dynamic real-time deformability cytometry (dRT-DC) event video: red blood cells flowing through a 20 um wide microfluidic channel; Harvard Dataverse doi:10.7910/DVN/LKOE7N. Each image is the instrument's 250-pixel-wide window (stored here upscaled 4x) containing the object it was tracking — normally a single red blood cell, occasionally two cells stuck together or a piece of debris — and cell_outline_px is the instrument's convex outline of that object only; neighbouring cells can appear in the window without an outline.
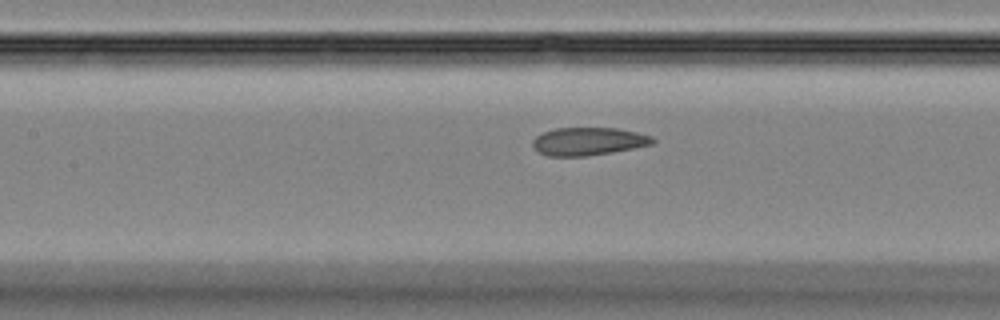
{"species": "Egyptian fruit bat (a non-hibernating species)", "species_latin": "Rousettus aegyptiacus", "temperature_condition": "room temperature", "stored_images_in_passage": 39, "camera_frame_rate_fps": 3000, "um_per_image_px": 0.085, "animal": {"sex": "female"}, "frame": {"image": 1, "passage_image": 15, "time_ms": 4.667, "image_size_px": [1000, 320], "cell_outline_px": [[656, 140], [652, 144], [612, 152], [588, 156], [548, 156], [532, 148], [532, 140], [536, 136], [544, 132], [556, 128], [616, 128], [636, 132], [652, 136]], "centroid_in_image_um": [49.98, 12.02], "position_along_channel_um": 157.4, "area_um2": 19.48}}
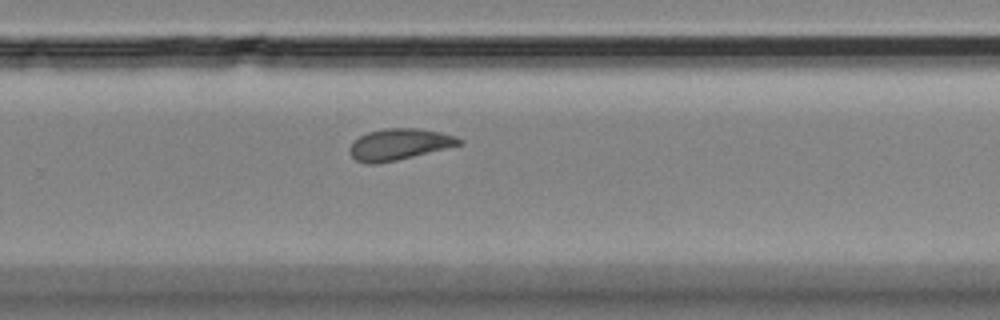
{"frame": {"image": 2, "passage_image": 25, "time_ms": 8.0, "image_size_px": [1000, 320], "cell_outline_px": [[464, 144], [396, 160], [376, 164], [368, 164], [356, 160], [348, 152], [348, 148], [352, 140], [368, 132], [384, 128], [420, 128], [440, 132], [456, 136], [464, 140]], "centroid_in_image_um": [33.92, 12.26], "position_along_channel_um": 295.9, "area_um2": 20.17}}
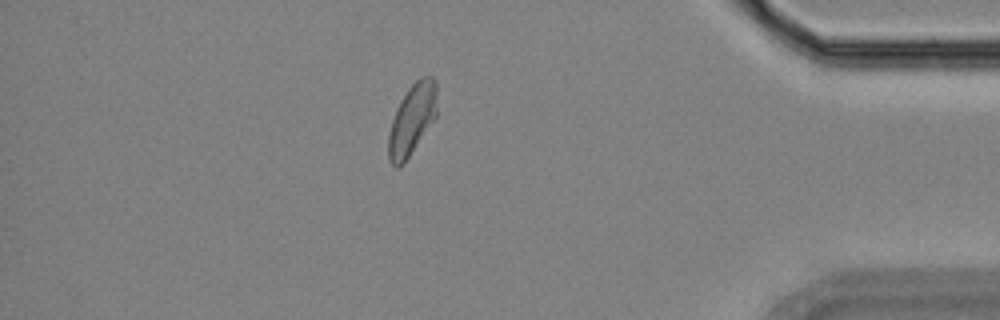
{"frame": {"image": 3, "passage_image": 35, "time_ms": 11.333, "image_size_px": [1000, 320], "cell_outline_px": [[436, 116], [404, 164], [400, 168], [396, 168], [388, 160], [388, 136], [392, 120], [396, 108], [400, 100], [408, 88], [420, 76], [432, 76], [436, 80]], "centroid_in_image_um": [35.0, 10.16], "position_along_channel_um": 400.2, "area_um2": 20.11}}